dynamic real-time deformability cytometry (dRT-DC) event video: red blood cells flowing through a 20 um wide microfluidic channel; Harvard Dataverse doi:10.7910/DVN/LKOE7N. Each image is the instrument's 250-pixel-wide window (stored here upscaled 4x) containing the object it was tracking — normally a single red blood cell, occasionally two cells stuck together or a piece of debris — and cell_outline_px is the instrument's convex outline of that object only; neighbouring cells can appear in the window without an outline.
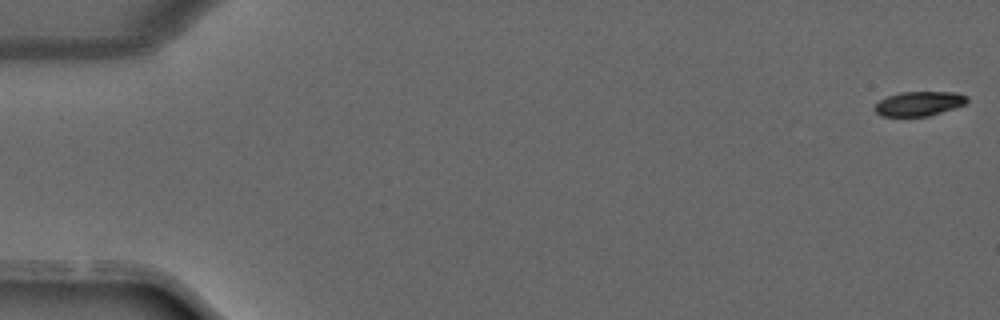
{"species": "common noctule bat (a hibernating species)", "species_latin": "Nyctalus noctula", "temperature_condition": "warm", "stored_images_in_passage": 34, "camera_frame_rate_fps": 3000, "um_per_image_px": 0.085, "animal": {"sex": "male", "forearm_length_mm": 52.5}, "frame": {"image": 1, "passage_image": 1, "time_ms": 0.0, "image_size_px": [1000, 320], "cell_outline_px": [[968, 100], [964, 104], [956, 108], [928, 116], [880, 116], [872, 108], [880, 100], [888, 96], [900, 92], [956, 92], [968, 96]], "centroid_in_image_um": [78.12, 8.81], "position_along_channel_um": 6.9, "area_um2": 13.24}}
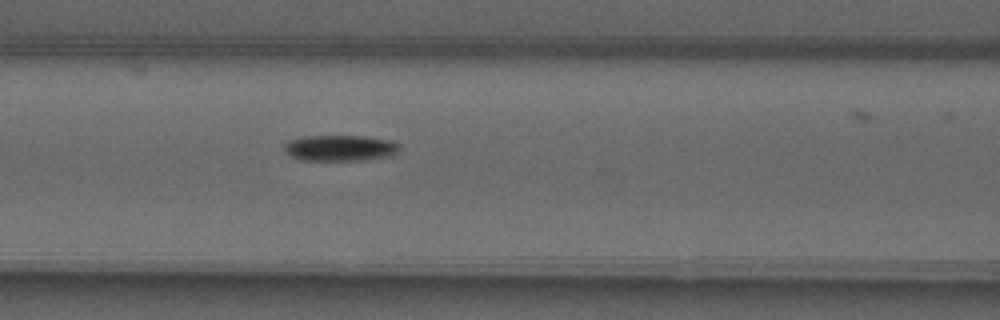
{"frame": {"image": 2, "passage_image": 18, "time_ms": 5.667, "image_size_px": [1000, 320], "cell_outline_px": [[396, 152], [392, 156], [364, 160], [300, 160], [284, 152], [284, 144], [288, 140], [308, 136], [364, 136], [392, 140], [396, 144]], "centroid_in_image_um": [28.86, 12.58], "position_along_channel_um": 137.7, "area_um2": 17.34}}
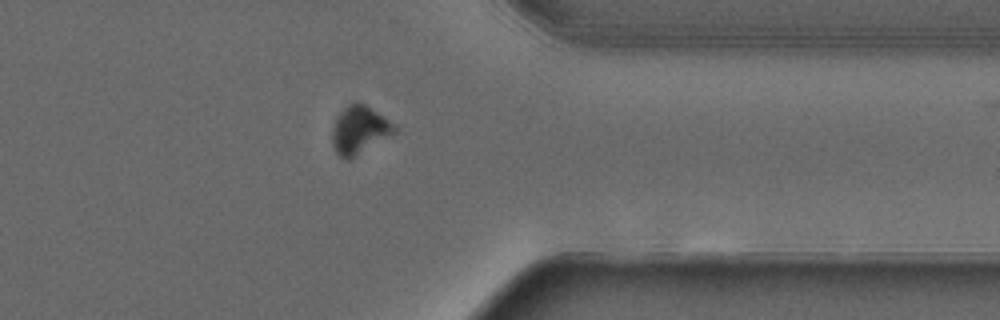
{"frame": {"image": 3, "passage_image": 33, "time_ms": 10.667, "image_size_px": [1000, 320], "cell_outline_px": [[396, 132], [348, 160], [340, 156], [336, 152], [332, 144], [332, 128], [336, 116], [348, 104], [356, 100], [364, 104], [396, 124]], "centroid_in_image_um": [30.53, 11.02], "position_along_channel_um": 380.9, "area_um2": 17.28}}